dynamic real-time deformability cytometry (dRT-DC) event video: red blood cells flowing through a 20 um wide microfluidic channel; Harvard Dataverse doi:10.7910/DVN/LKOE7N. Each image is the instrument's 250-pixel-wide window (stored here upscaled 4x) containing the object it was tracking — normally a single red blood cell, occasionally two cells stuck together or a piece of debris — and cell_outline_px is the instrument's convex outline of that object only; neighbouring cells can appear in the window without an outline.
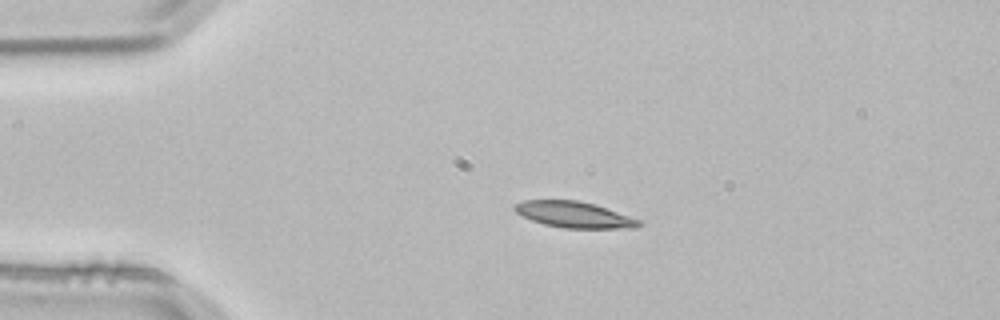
{"species": "common noctule bat (a hibernating species)", "species_latin": "Nyctalus noctula", "temperature_condition": "room temperature", "stored_images_in_passage": 3, "camera_frame_rate_fps": 3000, "um_per_image_px": 0.085, "animal": {"sex": "male", "body_mass_g": 21.5, "forearm_length_mm": 52.0}, "frame": {"image": 1, "passage_image": 2, "time_ms": 0.333, "image_size_px": [1000, 320], "cell_outline_px": [[644, 224], [636, 228], [564, 228], [544, 224], [532, 220], [516, 212], [512, 208], [516, 204], [524, 200], [576, 200], [592, 204], [640, 220]], "centroid_in_image_um": [48.79, 18.25], "position_along_channel_um": 36.2, "area_um2": 18.55}}